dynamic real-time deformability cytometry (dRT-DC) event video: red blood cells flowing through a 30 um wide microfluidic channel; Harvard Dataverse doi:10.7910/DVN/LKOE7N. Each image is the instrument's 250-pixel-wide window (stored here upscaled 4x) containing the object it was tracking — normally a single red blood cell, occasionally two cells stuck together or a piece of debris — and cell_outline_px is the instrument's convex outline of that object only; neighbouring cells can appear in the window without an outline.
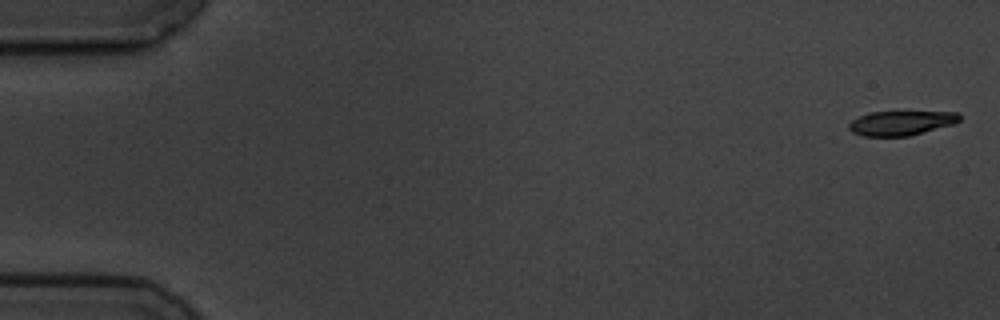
{"species": "common noctule bat (a hibernating species)", "species_latin": "Nyctalus noctula", "temperature_condition": "cold", "stored_images_in_passage": 4, "camera_frame_rate_fps": 3000, "um_per_image_px": 0.085, "animal": {"sex": "male", "body_mass_g": 19.5, "forearm_length_mm": 54.6}, "frame": {"image": 1, "passage_image": 1, "time_ms": 0.0, "image_size_px": [1000, 320], "cell_outline_px": [[960, 120], [956, 124], [908, 136], [864, 136], [852, 132], [848, 128], [848, 124], [852, 120], [868, 112], [956, 112], [960, 116]], "centroid_in_image_um": [76.6, 10.46], "position_along_channel_um": 8.4, "area_um2": 15.78}}